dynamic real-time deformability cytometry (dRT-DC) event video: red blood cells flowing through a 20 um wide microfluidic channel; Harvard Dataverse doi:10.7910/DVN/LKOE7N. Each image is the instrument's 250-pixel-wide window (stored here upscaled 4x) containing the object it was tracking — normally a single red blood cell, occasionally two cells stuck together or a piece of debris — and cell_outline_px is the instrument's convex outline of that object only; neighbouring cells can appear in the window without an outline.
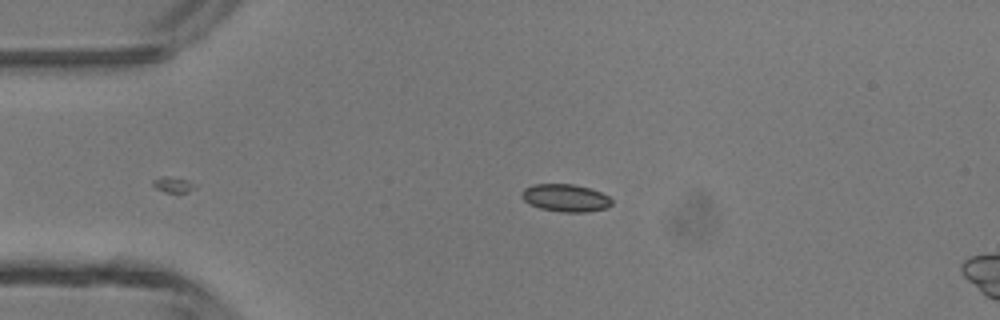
{"species": "common noctule bat (a hibernating species)", "species_latin": "Nyctalus noctula", "temperature_condition": "room temperature", "stored_images_in_passage": 24, "camera_frame_rate_fps": 3000, "um_per_image_px": 0.085, "animal": {"sex": "male", "body_mass_g": 13.3}, "frame": {"image": 1, "passage_image": 2, "time_ms": 0.333, "image_size_px": [1000, 320], "cell_outline_px": [[612, 204], [608, 208], [588, 212], [560, 212], [540, 208], [528, 204], [520, 196], [520, 192], [524, 188], [532, 184], [572, 184], [588, 188], [600, 192], [608, 196], [612, 200]], "centroid_in_image_um": [48.04, 16.83], "position_along_channel_um": 37.0, "area_um2": 14.62}}
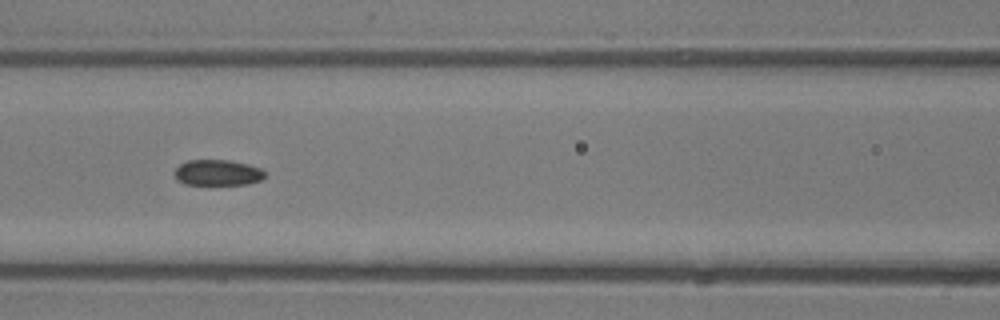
{"frame": {"image": 2, "passage_image": 12, "time_ms": 3.667, "image_size_px": [1000, 320], "cell_outline_px": [[264, 176], [260, 180], [248, 184], [184, 184], [176, 180], [176, 168], [180, 164], [188, 160], [228, 160], [248, 164], [260, 168], [264, 172]], "centroid_in_image_um": [18.49, 14.67], "position_along_channel_um": 148.1, "area_um2": 13.41}}
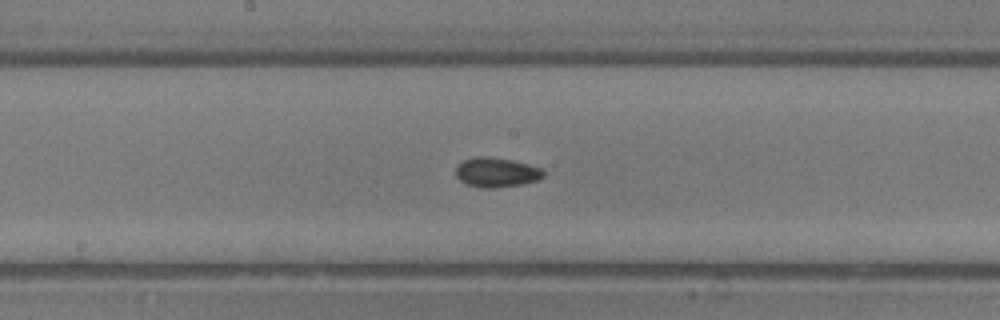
{"frame": {"image": 3, "passage_image": 16, "time_ms": 5.0, "image_size_px": [1000, 320], "cell_outline_px": [[544, 176], [536, 180], [520, 184], [492, 188], [480, 188], [468, 184], [460, 180], [456, 176], [456, 168], [464, 160], [476, 156], [488, 156], [512, 160], [528, 164], [540, 168], [544, 172]], "centroid_in_image_um": [42.18, 14.64], "position_along_channel_um": 206.0, "area_um2": 14.91}}